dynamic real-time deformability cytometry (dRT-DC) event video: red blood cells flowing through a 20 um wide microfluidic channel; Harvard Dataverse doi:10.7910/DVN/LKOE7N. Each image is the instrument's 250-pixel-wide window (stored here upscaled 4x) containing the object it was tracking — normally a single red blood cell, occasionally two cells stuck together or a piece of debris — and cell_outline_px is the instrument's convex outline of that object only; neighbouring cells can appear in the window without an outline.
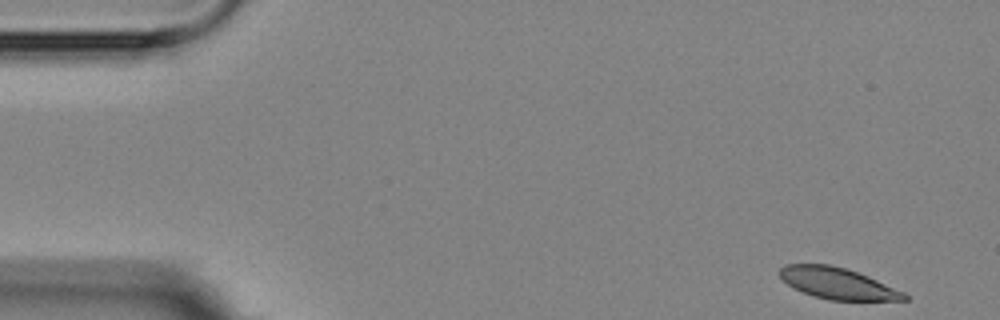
{"species": "Egyptian fruit bat (a non-hibernating species)", "species_latin": "Rousettus aegyptiacus", "temperature_condition": "room temperature", "stored_images_in_passage": 9, "camera_frame_rate_fps": 3000, "um_per_image_px": 0.085, "animal": {"sex": "female"}, "frame": {"image": 1, "passage_image": 1, "time_ms": 0.0, "image_size_px": [1000, 320], "cell_outline_px": [[908, 300], [828, 300], [812, 296], [792, 288], [776, 272], [784, 264], [828, 264], [844, 268], [868, 276], [904, 292], [908, 296]], "centroid_in_image_um": [71.15, 24.09], "position_along_channel_um": 13.9, "area_um2": 22.72}}
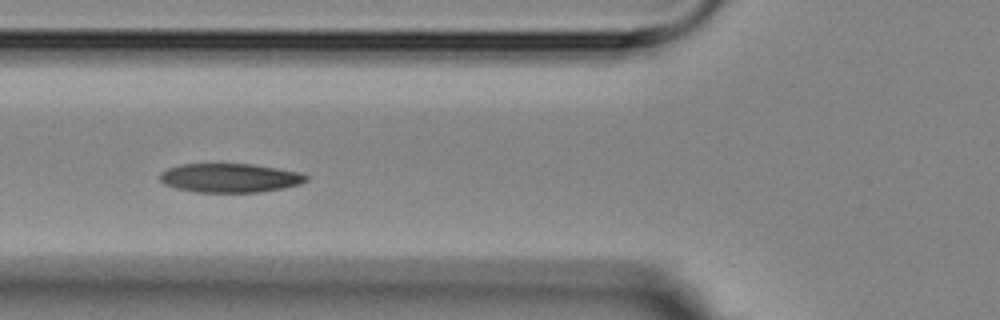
{"frame": {"image": 2, "passage_image": 6, "time_ms": 5.667, "image_size_px": [1000, 320], "cell_outline_px": [[308, 180], [300, 184], [284, 188], [260, 192], [196, 192], [176, 188], [164, 184], [160, 180], [160, 172], [168, 168], [180, 164], [252, 164], [300, 172], [308, 176]], "centroid_in_image_um": [19.54, 15.12], "position_along_channel_um": 106.3, "area_um2": 24.74}}
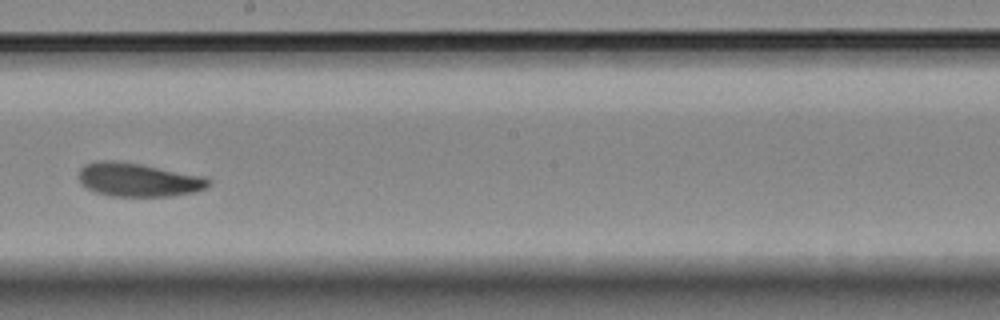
{"frame": {"image": 3, "passage_image": 9, "time_ms": 9.333, "image_size_px": [1000, 320], "cell_outline_px": [[212, 184], [196, 192], [172, 196], [112, 196], [96, 192], [80, 184], [80, 168], [84, 164], [100, 160], [112, 160], [140, 164], [204, 176], [212, 180]], "centroid_in_image_um": [11.78, 15.28], "position_along_channel_um": 236.4, "area_um2": 25.43}}